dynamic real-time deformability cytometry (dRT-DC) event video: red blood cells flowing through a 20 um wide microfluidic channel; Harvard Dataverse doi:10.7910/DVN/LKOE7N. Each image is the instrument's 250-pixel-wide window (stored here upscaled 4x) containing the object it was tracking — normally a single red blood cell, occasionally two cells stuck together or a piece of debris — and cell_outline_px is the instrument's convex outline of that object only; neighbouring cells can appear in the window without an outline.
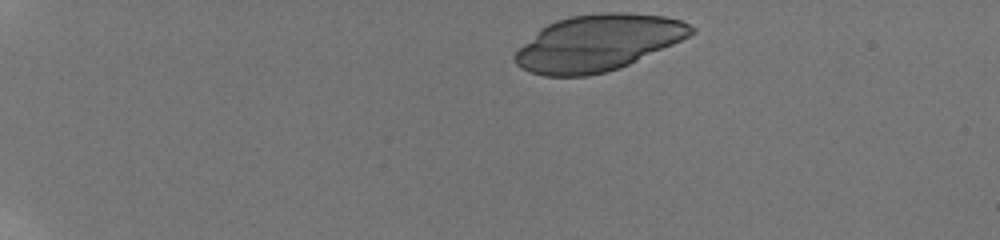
{"species": "human", "species_latin": "Homo sapiens", "temperature_condition": "room temperature", "stored_images_in_passage": 24, "camera_frame_rate_fps": 3000, "um_per_image_px": 0.085, "donor": {"sex": "male"}, "frame": {"image": 1, "passage_image": 1, "time_ms": 0.0, "image_size_px": [1000, 240], "cell_outline_px": [[696, 32], [672, 44], [620, 68], [588, 76], [544, 76], [520, 68], [516, 64], [512, 56], [540, 28], [556, 20], [572, 16], [600, 12], [628, 12], [664, 16], [680, 20], [696, 28]], "centroid_in_image_um": [50.81, 3.64], "position_along_channel_um": 34.2, "area_um2": 57.45}}